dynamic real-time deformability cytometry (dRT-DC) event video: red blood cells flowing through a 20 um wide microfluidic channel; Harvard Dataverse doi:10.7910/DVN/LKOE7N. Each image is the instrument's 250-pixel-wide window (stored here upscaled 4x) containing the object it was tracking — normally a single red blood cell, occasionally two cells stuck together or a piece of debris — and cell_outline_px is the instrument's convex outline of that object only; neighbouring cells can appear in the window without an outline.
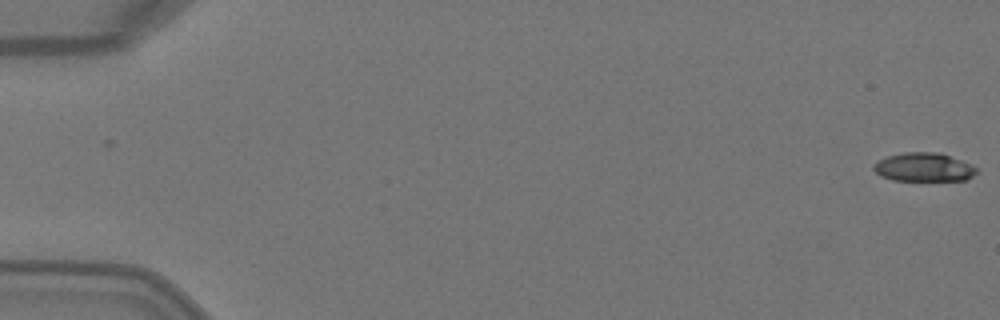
{"species": "Egyptian fruit bat (a non-hibernating species)", "species_latin": "Rousettus aegyptiacus", "temperature_condition": "warm", "stored_images_in_passage": 5, "camera_frame_rate_fps": 3000, "um_per_image_px": 0.085, "animal": {"sex": "female"}, "frame": {"image": 1, "passage_image": 1, "time_ms": 0.0, "image_size_px": [1000, 320], "cell_outline_px": [[980, 168], [972, 176], [964, 180], [892, 180], [880, 176], [872, 168], [872, 164], [888, 156], [904, 152], [936, 152], [972, 164]], "centroid_in_image_um": [78.51, 14.21], "position_along_channel_um": 6.5, "area_um2": 17.11}}
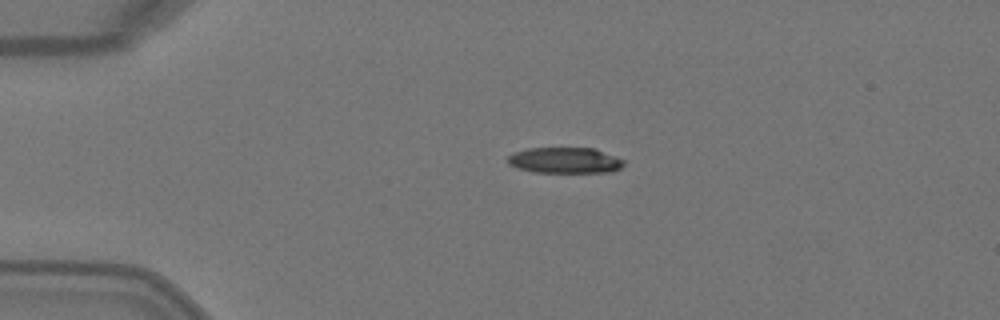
{"frame": {"image": 2, "passage_image": 4, "time_ms": 1.0, "image_size_px": [1000, 320], "cell_outline_px": [[624, 164], [620, 168], [612, 172], [532, 172], [508, 164], [508, 156], [512, 152], [528, 148], [596, 148], [624, 160]], "centroid_in_image_um": [48.02, 13.62], "position_along_channel_um": 37.0, "area_um2": 17.51}}